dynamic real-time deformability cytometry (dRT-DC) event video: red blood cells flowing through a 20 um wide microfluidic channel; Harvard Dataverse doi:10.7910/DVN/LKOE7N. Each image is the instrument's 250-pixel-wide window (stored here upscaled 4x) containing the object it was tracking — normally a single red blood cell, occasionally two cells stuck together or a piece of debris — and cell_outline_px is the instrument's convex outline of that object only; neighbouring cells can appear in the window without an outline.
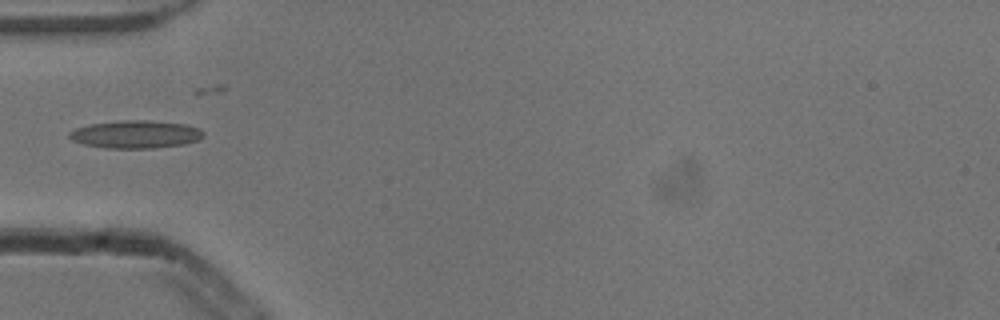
{"species": "common noctule bat (a hibernating species)", "species_latin": "Nyctalus noctula", "temperature_condition": "cold", "stored_images_in_passage": 3, "camera_frame_rate_fps": 3000, "um_per_image_px": 0.085, "animal": {"sex": "male", "body_mass_g": 13.3}, "frame": {"image": 1, "passage_image": 1, "time_ms": 0.0, "image_size_px": [1000, 320], "cell_outline_px": [[204, 136], [200, 140], [184, 144], [152, 148], [104, 148], [84, 144], [72, 140], [68, 136], [68, 132], [76, 128], [92, 124], [120, 120], [148, 120], [184, 124], [200, 128], [204, 132]], "centroid_in_image_um": [11.55, 11.42], "position_along_channel_um": 73.4, "area_um2": 21.79}}
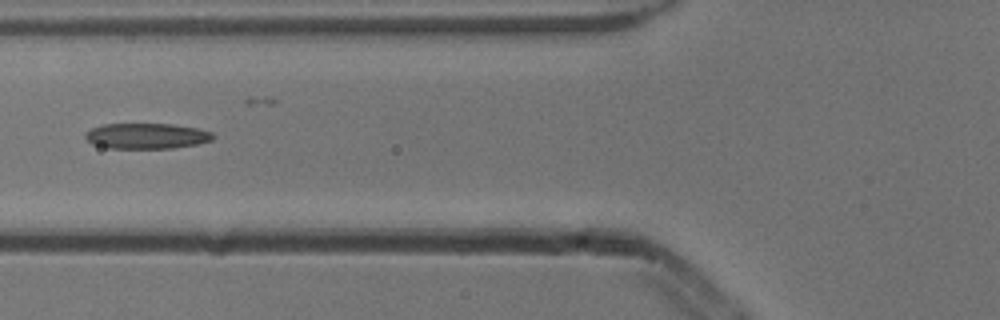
{"frame": {"image": 2, "passage_image": 2, "time_ms": 0.333, "image_size_px": [1000, 320], "cell_outline_px": [[216, 136], [212, 140], [196, 144], [172, 148], [108, 148], [92, 144], [84, 136], [84, 132], [92, 128], [104, 124], [172, 124], [196, 128], [212, 132]], "centroid_in_image_um": [12.45, 11.56], "position_along_channel_um": 113.4, "area_um2": 19.02}}
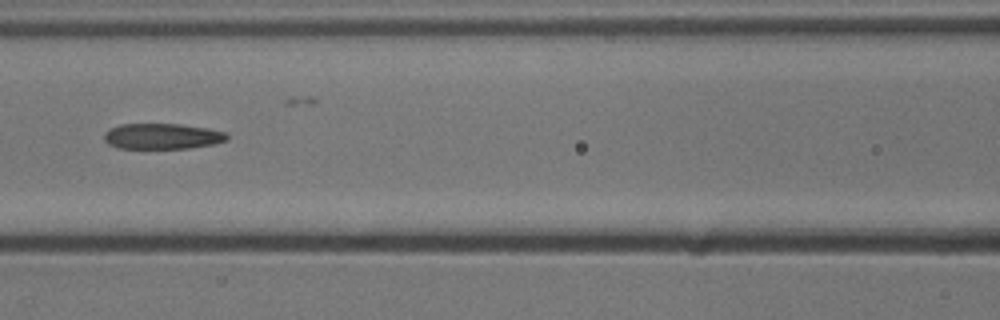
{"frame": {"image": 3, "passage_image": 3, "time_ms": 0.667, "image_size_px": [1000, 320], "cell_outline_px": [[228, 140], [216, 144], [188, 148], [116, 148], [108, 144], [104, 140], [104, 132], [120, 124], [180, 124], [208, 128], [228, 132]], "centroid_in_image_um": [13.83, 11.58], "position_along_channel_um": 152.8, "area_um2": 18.55}}